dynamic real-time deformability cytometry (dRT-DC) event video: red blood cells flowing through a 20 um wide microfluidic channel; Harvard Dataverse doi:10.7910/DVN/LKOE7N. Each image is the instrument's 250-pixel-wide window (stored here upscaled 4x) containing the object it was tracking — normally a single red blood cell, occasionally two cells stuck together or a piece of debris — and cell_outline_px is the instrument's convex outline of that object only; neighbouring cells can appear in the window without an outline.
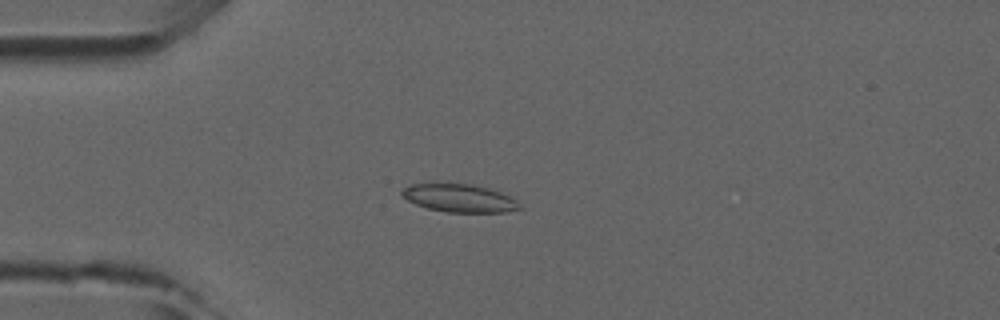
{"species": "common noctule bat (a hibernating species)", "species_latin": "Nyctalus noctula", "temperature_condition": "room temperature", "stored_images_in_passage": 46, "camera_frame_rate_fps": 3000, "um_per_image_px": 0.085, "animal": {"sex": "male", "forearm_length_mm": 52.5}, "frame": {"image": 1, "passage_image": 10, "time_ms": 3.0, "image_size_px": [1000, 320], "cell_outline_px": [[524, 208], [504, 212], [448, 212], [428, 208], [416, 204], [408, 200], [400, 192], [408, 184], [472, 184], [488, 188], [512, 196]], "centroid_in_image_um": [39.1, 16.84], "position_along_channel_um": 45.9, "area_um2": 19.07}}
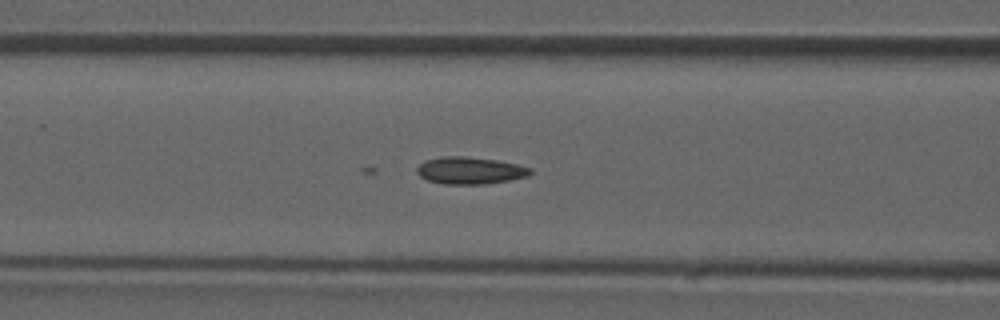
{"frame": {"image": 2, "passage_image": 17, "time_ms": 5.333, "image_size_px": [1000, 320], "cell_outline_px": [[532, 172], [528, 176], [508, 180], [484, 184], [444, 184], [428, 180], [420, 176], [416, 172], [416, 168], [424, 160], [444, 156], [464, 156], [496, 160], [516, 164], [532, 168]], "centroid_in_image_um": [39.93, 14.49], "position_along_channel_um": 126.7, "area_um2": 17.86}}